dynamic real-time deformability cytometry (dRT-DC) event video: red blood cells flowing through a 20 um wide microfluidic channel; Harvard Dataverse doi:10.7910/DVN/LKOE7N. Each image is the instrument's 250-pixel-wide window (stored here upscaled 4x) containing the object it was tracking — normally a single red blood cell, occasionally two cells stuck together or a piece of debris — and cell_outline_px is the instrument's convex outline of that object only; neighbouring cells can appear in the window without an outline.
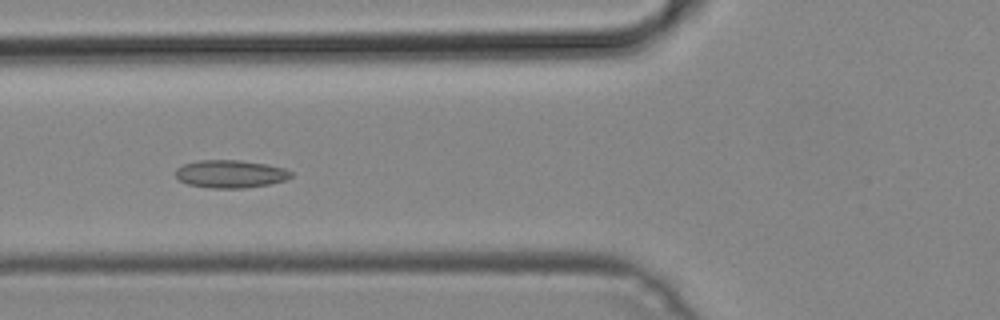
{"species": "common noctule bat (a hibernating species)", "species_latin": "Nyctalus noctula", "temperature_condition": "cold", "stored_images_in_passage": 52, "camera_frame_rate_fps": 3000, "um_per_image_px": 0.085, "animal": {"sex": "male", "body_mass_g": 19.2, "forearm_length_mm": 51.8}, "frame": {"image": 1, "passage_image": 20, "time_ms": 6.333, "image_size_px": [1000, 320], "cell_outline_px": [[292, 176], [284, 180], [268, 184], [244, 188], [212, 188], [188, 184], [180, 180], [176, 176], [176, 168], [184, 164], [196, 160], [240, 160], [268, 164], [284, 168], [292, 172]], "centroid_in_image_um": [19.58, 14.77], "position_along_channel_um": 106.2, "area_um2": 18.67}}
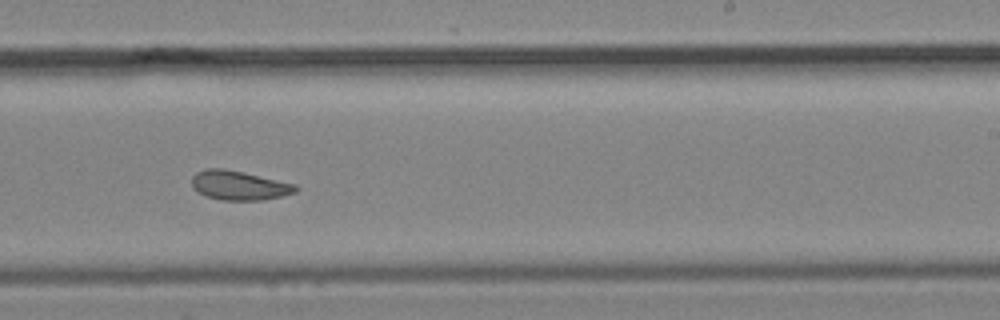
{"frame": {"image": 2, "passage_image": 32, "time_ms": 10.333, "image_size_px": [1000, 320], "cell_outline_px": [[300, 188], [296, 192], [264, 200], [224, 200], [204, 196], [192, 188], [192, 176], [196, 172], [204, 168], [224, 168], [244, 172], [296, 184]], "centroid_in_image_um": [20.31, 15.75], "position_along_channel_um": 268.7, "area_um2": 17.92}}
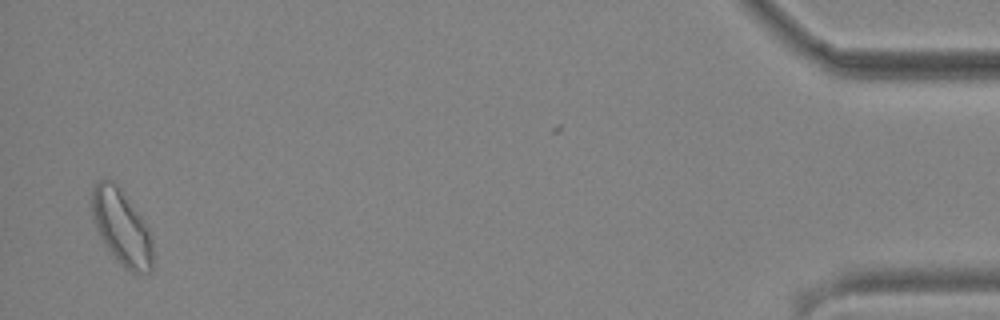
{"frame": {"image": 3, "passage_image": 50, "time_ms": 16.333, "image_size_px": [1000, 320], "cell_outline_px": [[152, 272], [148, 276], [132, 272], [124, 268], [116, 260], [100, 236], [92, 220], [92, 188], [100, 180], [112, 180], [120, 188], [152, 232]], "centroid_in_image_um": [10.37, 19.38], "position_along_channel_um": 424.8, "area_um2": 26.88}}